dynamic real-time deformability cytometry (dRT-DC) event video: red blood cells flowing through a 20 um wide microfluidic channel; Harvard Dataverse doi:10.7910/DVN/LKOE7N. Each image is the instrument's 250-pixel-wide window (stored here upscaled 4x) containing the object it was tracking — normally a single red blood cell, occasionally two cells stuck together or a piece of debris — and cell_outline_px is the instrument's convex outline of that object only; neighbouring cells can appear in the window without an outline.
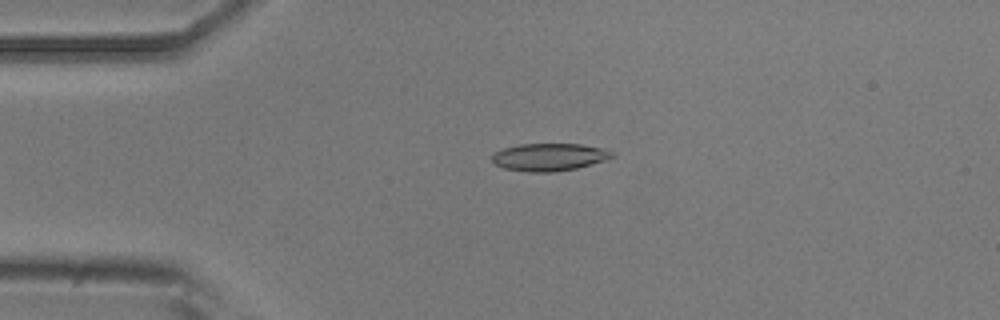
{"species": "common noctule bat (a hibernating species)", "species_latin": "Nyctalus noctula", "temperature_condition": "room temperature", "stored_images_in_passage": 4, "camera_frame_rate_fps": 3000, "um_per_image_px": 0.085, "animal": {"sex": "male", "body_mass_g": 20.5, "forearm_length_mm": 52.5}, "frame": {"image": 1, "passage_image": 3, "time_ms": 3.333, "image_size_px": [1000, 320], "cell_outline_px": [[616, 156], [604, 160], [576, 168], [556, 172], [528, 172], [504, 168], [496, 164], [492, 160], [492, 156], [496, 152], [504, 148], [520, 144], [580, 144], [604, 148], [612, 152]], "centroid_in_image_um": [46.7, 13.35], "position_along_channel_um": 38.3, "area_um2": 19.13}}